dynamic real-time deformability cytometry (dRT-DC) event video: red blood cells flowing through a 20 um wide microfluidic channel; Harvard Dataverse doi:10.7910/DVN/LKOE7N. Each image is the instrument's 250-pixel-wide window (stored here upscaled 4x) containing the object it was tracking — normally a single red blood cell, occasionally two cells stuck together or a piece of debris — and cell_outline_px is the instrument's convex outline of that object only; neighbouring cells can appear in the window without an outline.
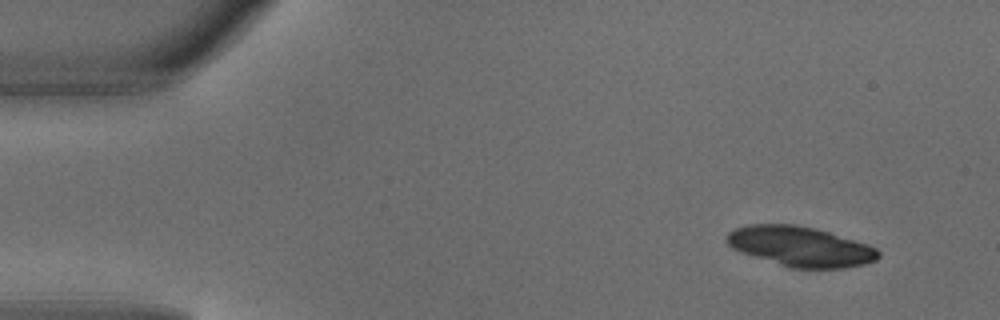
{"species": "common noctule bat (a hibernating species)", "species_latin": "Nyctalus noctula", "temperature_condition": "warm", "stored_images_in_passage": 5, "segment_of_instrument_passage": [2, 2], "camera_frame_rate_fps": 3000, "um_per_image_px": 0.085, "animal": {"sex": "male", "body_mass_g": 18.8}, "frame": {"image": 1, "passage_image": 5, "time_ms": 1.333, "image_size_px": [1000, 320], "cell_outline_px": [[880, 256], [876, 260], [864, 264], [844, 268], [788, 268], [740, 252], [732, 248], [724, 240], [724, 236], [728, 232], [736, 228], [748, 224], [796, 224], [828, 232], [868, 244], [876, 248], [880, 252]], "centroid_in_image_um": [67.99, 20.95], "position_along_channel_um": 17.0, "area_um2": 35.49}}